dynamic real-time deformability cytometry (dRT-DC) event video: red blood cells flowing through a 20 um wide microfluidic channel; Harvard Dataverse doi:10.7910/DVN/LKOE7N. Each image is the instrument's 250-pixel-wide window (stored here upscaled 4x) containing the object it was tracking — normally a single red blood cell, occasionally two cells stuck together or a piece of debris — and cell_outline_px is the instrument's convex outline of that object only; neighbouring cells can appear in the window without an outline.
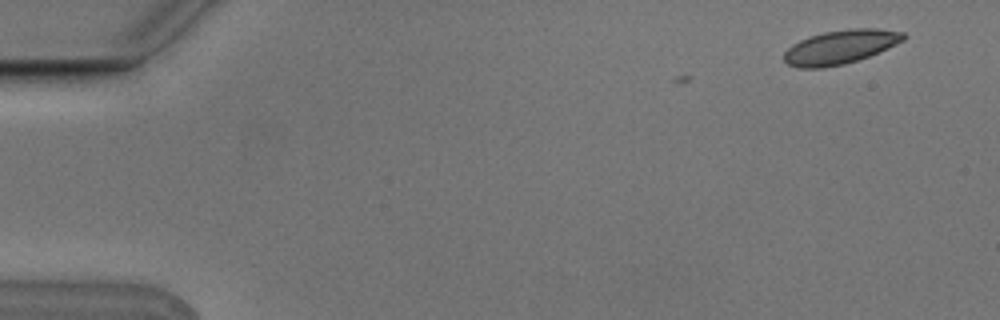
{"species": "Egyptian fruit bat (a non-hibernating species)", "species_latin": "Rousettus aegyptiacus", "temperature_condition": "cold", "stored_images_in_passage": 4, "camera_frame_rate_fps": 3000, "um_per_image_px": 0.085, "animal": {"sex": "male"}, "frame": {"image": 1, "passage_image": 1, "time_ms": 0.0, "image_size_px": [1000, 320], "cell_outline_px": [[908, 36], [904, 40], [888, 48], [868, 56], [844, 64], [820, 68], [800, 68], [788, 64], [784, 60], [784, 52], [792, 44], [808, 36], [824, 32], [848, 28], [876, 28], [904, 32]], "centroid_in_image_um": [71.43, 3.98], "position_along_channel_um": 13.6, "area_um2": 23.64}}